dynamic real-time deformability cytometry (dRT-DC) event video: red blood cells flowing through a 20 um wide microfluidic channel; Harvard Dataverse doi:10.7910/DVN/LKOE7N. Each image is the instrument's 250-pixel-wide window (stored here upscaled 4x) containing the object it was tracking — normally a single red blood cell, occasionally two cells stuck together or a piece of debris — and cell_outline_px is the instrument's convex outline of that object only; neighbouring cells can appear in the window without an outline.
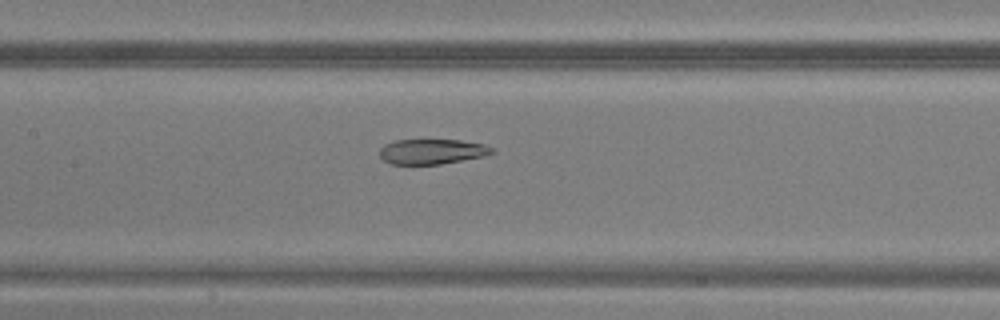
{"species": "common noctule bat (a hibernating species)", "species_latin": "Nyctalus noctula", "temperature_condition": "warm", "stored_images_in_passage": 47, "camera_frame_rate_fps": 3000, "um_per_image_px": 0.085, "animal": {"sex": "male", "body_mass_g": 20.5, "forearm_length_mm": 52.5}, "frame": {"image": 1, "passage_image": 23, "time_ms": 7.333, "image_size_px": [1000, 320], "cell_outline_px": [[496, 152], [484, 156], [440, 164], [392, 164], [384, 160], [380, 156], [380, 148], [384, 144], [396, 140], [460, 140], [484, 144], [496, 148]], "centroid_in_image_um": [36.76, 12.87], "position_along_channel_um": 170.6, "area_um2": 16.47}}
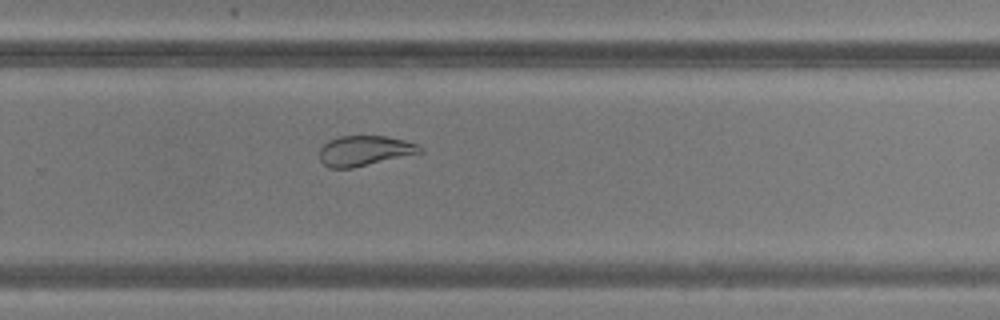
{"frame": {"image": 2, "passage_image": 32, "time_ms": 10.333, "image_size_px": [1000, 320], "cell_outline_px": [[424, 152], [352, 168], [328, 168], [320, 160], [320, 148], [328, 140], [340, 136], [388, 136], [404, 140], [416, 144], [424, 148]], "centroid_in_image_um": [31.0, 12.81], "position_along_channel_um": 298.8, "area_um2": 17.69}}
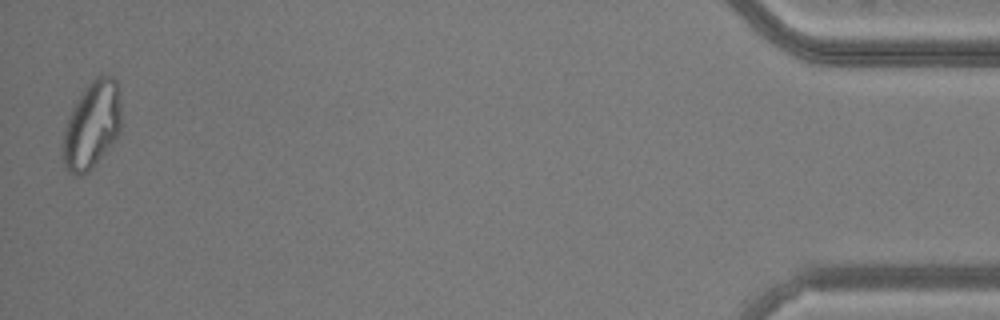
{"frame": {"image": 3, "passage_image": 47, "time_ms": 15.333, "image_size_px": [1000, 320], "cell_outline_px": [[120, 132], [112, 144], [92, 168], [88, 172], [80, 176], [76, 176], [68, 172], [64, 164], [60, 144], [64, 128], [72, 108], [84, 88], [96, 76], [104, 72], [112, 76], [116, 80], [120, 100]], "centroid_in_image_um": [7.78, 10.64], "position_along_channel_um": 427.4, "area_um2": 30.17}}